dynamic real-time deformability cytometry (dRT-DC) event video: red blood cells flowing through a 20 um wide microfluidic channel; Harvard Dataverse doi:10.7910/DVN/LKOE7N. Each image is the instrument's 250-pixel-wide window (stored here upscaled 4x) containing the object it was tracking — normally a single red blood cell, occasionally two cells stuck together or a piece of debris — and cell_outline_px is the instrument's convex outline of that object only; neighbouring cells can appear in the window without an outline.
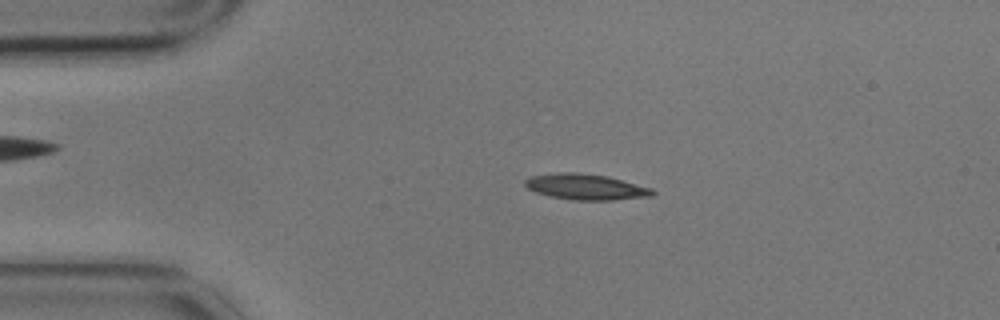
{"species": "common noctule bat (a hibernating species)", "species_latin": "Nyctalus noctula", "temperature_condition": "cold", "stored_images_in_passage": 4, "camera_frame_rate_fps": 3000, "um_per_image_px": 0.085, "animal": {"sex": "male", "body_mass_g": 17.9}, "frame": {"image": 1, "passage_image": 3, "time_ms": 0.667, "image_size_px": [1000, 320], "cell_outline_px": [[656, 192], [652, 196], [612, 200], [572, 200], [548, 196], [536, 192], [528, 188], [524, 184], [524, 180], [532, 176], [556, 172], [576, 172], [608, 176], [652, 188]], "centroid_in_image_um": [49.79, 15.88], "position_along_channel_um": 35.2, "area_um2": 19.25}}